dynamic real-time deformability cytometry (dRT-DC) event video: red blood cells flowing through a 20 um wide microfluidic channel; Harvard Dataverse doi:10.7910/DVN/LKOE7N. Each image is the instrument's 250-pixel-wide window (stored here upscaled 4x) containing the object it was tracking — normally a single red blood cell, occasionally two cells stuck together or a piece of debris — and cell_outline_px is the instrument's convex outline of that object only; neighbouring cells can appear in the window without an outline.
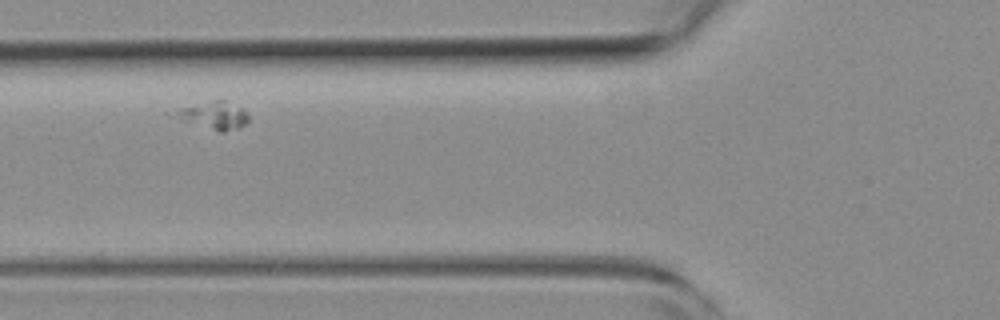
{"species": "common noctule bat (a hibernating species)", "species_latin": "Nyctalus noctula", "temperature_condition": "room temperature", "stored_images_in_passage": 35, "camera_frame_rate_fps": 3000, "um_per_image_px": 0.085, "animal": {"sex": "female", "body_mass_g": 19.3, "forearm_length_mm": 54.1}, "frame": {"image": 1, "passage_image": 7, "time_ms": 2.0, "image_size_px": [1000, 320], "cell_outline_px": [[248, 120], [240, 128], [224, 132], [220, 132], [168, 116], [164, 112], [180, 108], [216, 100], [224, 100], [248, 112]], "centroid_in_image_um": [18.06, 9.82], "position_along_channel_um": 107.7, "area_um2": 11.96}}
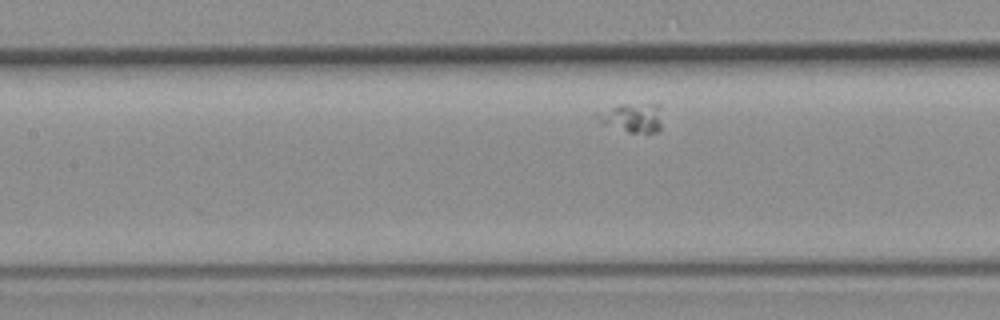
{"frame": {"image": 2, "passage_image": 11, "time_ms": 3.333, "image_size_px": [1000, 320], "cell_outline_px": [[660, 128], [656, 132], [628, 132], [604, 124], [600, 120], [596, 112], [620, 104], [660, 104]], "centroid_in_image_um": [53.76, 9.98], "position_along_channel_um": 153.6, "area_um2": 10.75}}
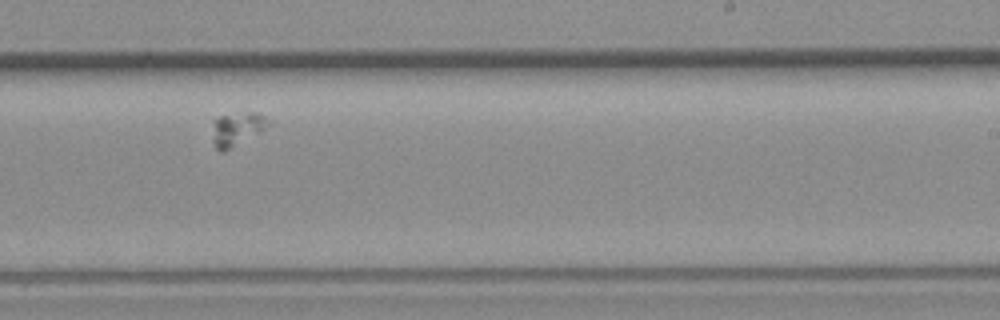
{"frame": {"image": 3, "passage_image": 21, "time_ms": 6.667, "image_size_px": [1000, 320], "cell_outline_px": [[268, 124], [260, 132], [224, 152], [220, 152], [216, 148], [212, 140], [212, 120], [216, 116], [248, 112], [252, 112], [264, 116]], "centroid_in_image_um": [20.04, 10.97], "position_along_channel_um": 269.0, "area_um2": 10.87}}